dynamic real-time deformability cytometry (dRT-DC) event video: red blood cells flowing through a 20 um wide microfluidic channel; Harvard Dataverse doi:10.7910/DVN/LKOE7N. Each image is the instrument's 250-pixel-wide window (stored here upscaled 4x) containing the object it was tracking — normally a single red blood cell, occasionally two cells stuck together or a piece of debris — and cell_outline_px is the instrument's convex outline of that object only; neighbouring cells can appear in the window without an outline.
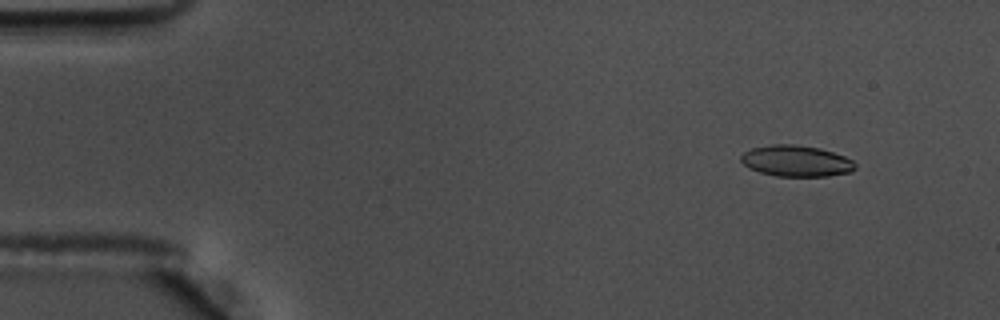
{"species": "common noctule bat (a hibernating species)", "species_latin": "Nyctalus noctula", "temperature_condition": "warm", "stored_images_in_passage": 56, "camera_frame_rate_fps": 3000, "um_per_image_px": 0.085, "animal": {"sex": "male", "body_mass_g": 17.5, "forearm_length_mm": 52.3}, "frame": {"image": 1, "passage_image": 5, "time_ms": 1.333, "image_size_px": [1000, 320], "cell_outline_px": [[856, 168], [852, 172], [828, 176], [776, 176], [760, 172], [748, 168], [740, 160], [740, 156], [744, 152], [752, 148], [772, 144], [792, 144], [820, 148], [844, 156], [852, 160], [856, 164]], "centroid_in_image_um": [67.68, 13.68], "position_along_channel_um": 17.3, "area_um2": 20.81}}
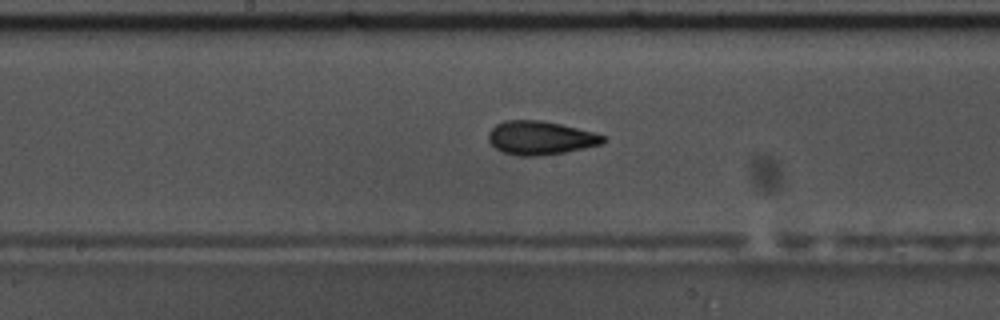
{"frame": {"image": 2, "passage_image": 29, "time_ms": 9.333, "image_size_px": [1000, 320], "cell_outline_px": [[608, 140], [600, 144], [584, 148], [564, 152], [536, 156], [516, 156], [504, 152], [496, 148], [488, 140], [488, 132], [496, 124], [504, 120], [540, 120], [560, 124], [608, 136]], "centroid_in_image_um": [45.93, 11.72], "position_along_channel_um": 202.3, "area_um2": 22.43}}
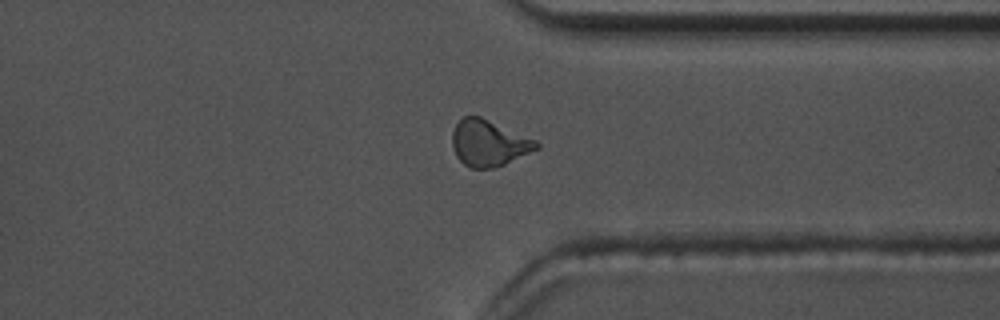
{"frame": {"image": 3, "passage_image": 43, "time_ms": 14.0, "image_size_px": [1000, 320], "cell_outline_px": [[540, 148], [504, 164], [492, 168], [472, 168], [464, 164], [456, 156], [452, 148], [452, 132], [456, 124], [464, 116], [480, 116], [536, 140], [540, 144]], "centroid_in_image_um": [41.53, 12.16], "position_along_channel_um": 369.9, "area_um2": 22.54}, "authors_computed_cell_mechanics": {"area_um2": 21.9062, "velocity_mm_per_s": 3.6155, "shape_relaxation_time_tau1_ms": 6.2099, "shape_relaxation_time_tau2_ms": 2.0043, "deformation_change_tau1": 0.1731, "deformation_change_tau2": 0.0853}}